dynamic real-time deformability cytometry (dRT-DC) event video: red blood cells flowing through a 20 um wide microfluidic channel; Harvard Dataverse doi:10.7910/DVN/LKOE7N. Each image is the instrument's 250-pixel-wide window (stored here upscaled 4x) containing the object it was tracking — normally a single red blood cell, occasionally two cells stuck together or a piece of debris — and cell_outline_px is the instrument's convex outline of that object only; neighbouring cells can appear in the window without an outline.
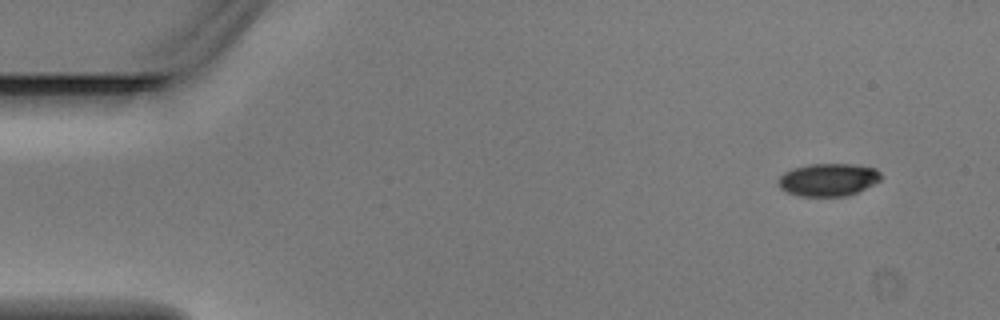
{"species": "Egyptian fruit bat (a non-hibernating species)", "species_latin": "Rousettus aegyptiacus", "temperature_condition": "warm", "stored_images_in_passage": 3, "camera_frame_rate_fps": 3000, "um_per_image_px": 0.085, "animal": {"sex": "male"}, "frame": {"image": 1, "passage_image": 1, "time_ms": 0.0, "image_size_px": [1000, 320], "cell_outline_px": [[880, 180], [848, 196], [800, 196], [784, 192], [776, 184], [776, 180], [784, 172], [792, 168], [808, 164], [852, 164], [876, 168], [880, 172]], "centroid_in_image_um": [70.32, 15.27], "position_along_channel_um": 14.7, "area_um2": 19.71}}